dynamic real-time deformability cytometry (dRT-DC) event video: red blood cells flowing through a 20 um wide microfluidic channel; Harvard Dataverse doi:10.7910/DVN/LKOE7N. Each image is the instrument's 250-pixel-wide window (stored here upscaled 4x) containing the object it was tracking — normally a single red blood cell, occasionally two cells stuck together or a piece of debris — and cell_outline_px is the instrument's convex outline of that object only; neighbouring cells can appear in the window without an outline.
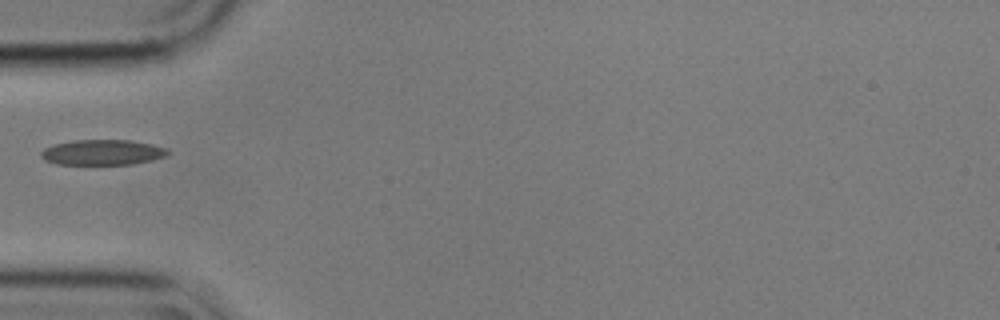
{"species": "common noctule bat (a hibernating species)", "species_latin": "Nyctalus noctula", "temperature_condition": "cold", "stored_images_in_passage": 1, "camera_frame_rate_fps": 3000, "um_per_image_px": 0.085, "animal": {"sex": "male", "body_mass_g": 17.9}, "frame": {"image": 1, "passage_image": 1, "time_ms": 0.0, "image_size_px": [1000, 320], "cell_outline_px": [[172, 152], [168, 156], [152, 160], [132, 164], [56, 164], [44, 160], [40, 156], [40, 152], [44, 148], [56, 144], [76, 140], [128, 140], [152, 144], [168, 148]], "centroid_in_image_um": [8.76, 12.95], "position_along_channel_um": 76.2, "area_um2": 18.84}}